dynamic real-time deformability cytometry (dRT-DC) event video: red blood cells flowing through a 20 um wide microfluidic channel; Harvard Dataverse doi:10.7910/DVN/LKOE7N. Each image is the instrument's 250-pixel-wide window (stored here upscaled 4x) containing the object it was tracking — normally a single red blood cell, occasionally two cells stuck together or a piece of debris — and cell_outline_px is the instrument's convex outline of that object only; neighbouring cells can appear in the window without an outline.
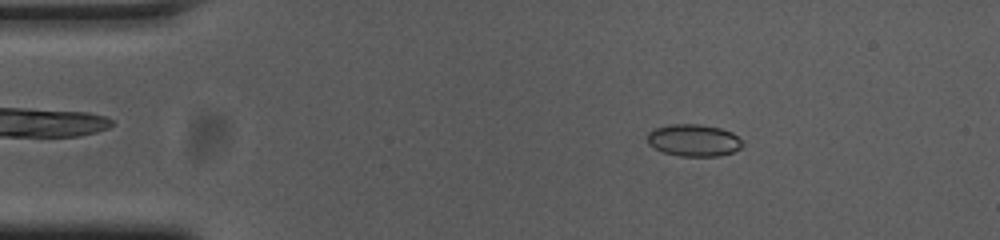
{"species": "common noctule bat (a hibernating species)", "species_latin": "Nyctalus noctula", "temperature_condition": "cold", "stored_images_in_passage": 51, "camera_frame_rate_fps": 3000, "um_per_image_px": 0.085, "animal": {"sex": "female", "body_mass_g": 23.0, "forearm_length_mm": 53.4}, "frame": {"image": 1, "passage_image": 6, "time_ms": 1.667, "image_size_px": [1000, 240], "cell_outline_px": [[744, 144], [740, 148], [732, 152], [720, 156], [680, 156], [664, 152], [648, 144], [648, 132], [656, 128], [672, 124], [700, 124], [720, 128], [732, 132]], "centroid_in_image_um": [58.98, 11.92], "position_along_channel_um": 26.0, "area_um2": 17.63}}
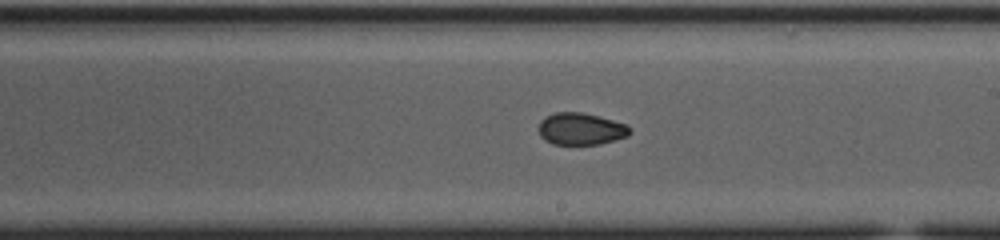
{"frame": {"image": 2, "passage_image": 28, "time_ms": 9.0, "image_size_px": [1000, 240], "cell_outline_px": [[632, 132], [628, 136], [600, 144], [552, 144], [544, 140], [540, 136], [540, 120], [544, 116], [556, 112], [584, 112], [628, 124], [632, 128]], "centroid_in_image_um": [49.4, 10.95], "position_along_channel_um": 239.6, "area_um2": 17.22}}
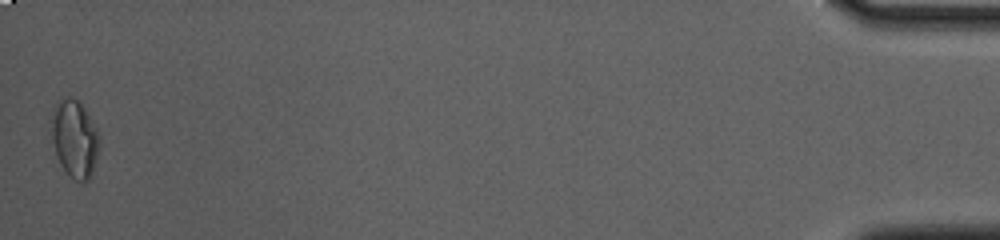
{"frame": {"image": 3, "passage_image": 51, "time_ms": 16.667, "image_size_px": [1000, 240], "cell_outline_px": [[100, 140], [96, 160], [92, 172], [88, 180], [80, 184], [60, 164], [56, 152], [52, 136], [52, 124], [56, 108], [68, 96], [76, 100], [84, 108], [92, 120], [100, 136]], "centroid_in_image_um": [6.4, 11.85], "position_along_channel_um": 428.8, "area_um2": 20.75}, "authors_computed_cell_mechanics": {"area_um2": 17.5134, "velocity_mm_per_s": 3.7569, "shape_relaxation_time_tau1_ms": null, "shape_relaxation_time_tau2_ms": 2.4384, "deformation_change_tau1": null, "deformation_change_tau2": 0.0562}}